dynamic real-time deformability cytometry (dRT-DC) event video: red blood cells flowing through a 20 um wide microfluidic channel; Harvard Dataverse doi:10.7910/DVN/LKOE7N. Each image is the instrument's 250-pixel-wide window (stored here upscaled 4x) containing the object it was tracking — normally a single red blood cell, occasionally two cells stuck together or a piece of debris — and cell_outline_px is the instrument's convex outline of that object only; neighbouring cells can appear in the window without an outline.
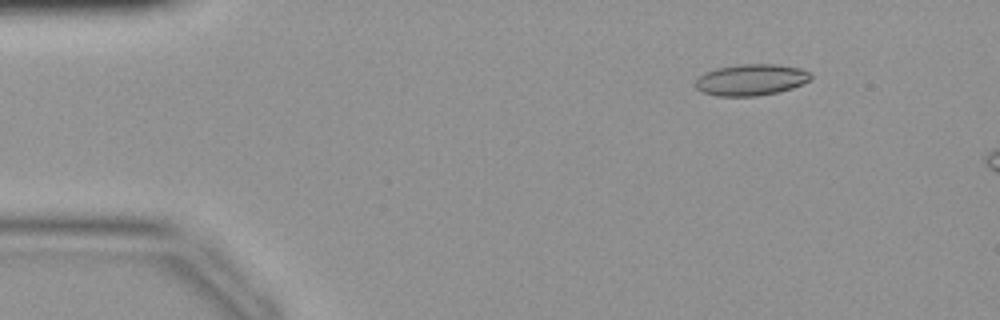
{"species": "common noctule bat (a hibernating species)", "species_latin": "Nyctalus noctula", "temperature_condition": "warm", "stored_images_in_passage": 13, "camera_frame_rate_fps": 3000, "um_per_image_px": 0.085, "animal": {"sex": "female", "body_mass_g": 19.9}, "frame": {"image": 1, "passage_image": 6, "time_ms": 1.667, "image_size_px": [1000, 320], "cell_outline_px": [[812, 80], [792, 88], [776, 92], [756, 96], [716, 96], [704, 92], [696, 88], [696, 80], [704, 72], [716, 68], [740, 64], [776, 64], [800, 68], [808, 72], [812, 76]], "centroid_in_image_um": [63.85, 6.78], "position_along_channel_um": 21.2, "area_um2": 21.04}}